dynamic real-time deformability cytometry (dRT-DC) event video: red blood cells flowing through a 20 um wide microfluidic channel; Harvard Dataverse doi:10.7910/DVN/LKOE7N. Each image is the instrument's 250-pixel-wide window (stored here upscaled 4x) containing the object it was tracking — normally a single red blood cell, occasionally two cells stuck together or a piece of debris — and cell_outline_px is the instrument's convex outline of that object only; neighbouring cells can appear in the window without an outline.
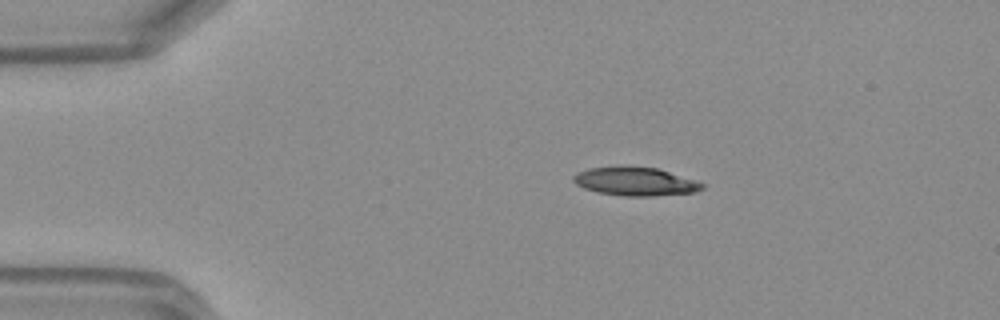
{"species": "Egyptian fruit bat (a non-hibernating species)", "species_latin": "Rousettus aegyptiacus", "temperature_condition": "warm", "stored_images_in_passage": 40, "camera_frame_rate_fps": 3000, "um_per_image_px": 0.085, "frame": {"image": 1, "passage_image": 1, "time_ms": 0.0, "image_size_px": [1000, 320], "cell_outline_px": [[704, 188], [696, 192], [656, 196], [624, 196], [596, 192], [584, 188], [576, 184], [572, 180], [572, 176], [576, 172], [588, 168], [656, 168], [696, 180], [704, 184]], "centroid_in_image_um": [54.0, 15.46], "position_along_channel_um": 31.0, "area_um2": 20.98}}
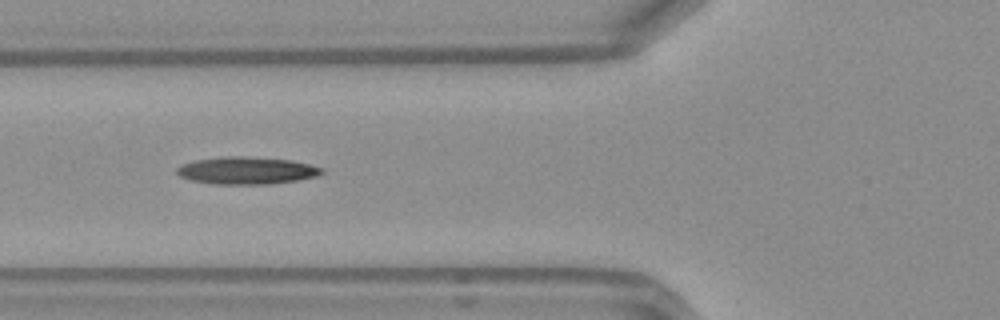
{"frame": {"image": 2, "passage_image": 10, "time_ms": 3.0, "image_size_px": [1000, 320], "cell_outline_px": [[324, 172], [316, 176], [296, 180], [268, 184], [212, 184], [192, 180], [180, 176], [176, 172], [176, 168], [180, 164], [196, 160], [220, 156], [248, 156], [292, 160], [324, 168]], "centroid_in_image_um": [20.94, 14.48], "position_along_channel_um": 104.9, "area_um2": 23.18}}
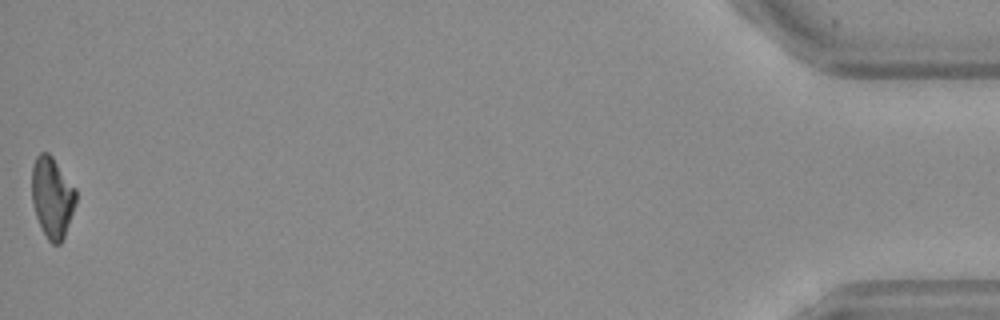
{"frame": {"image": 3, "passage_image": 40, "time_ms": 13.0, "image_size_px": [1000, 320], "cell_outline_px": [[76, 204], [64, 236], [60, 244], [52, 244], [48, 240], [36, 216], [32, 204], [32, 168], [36, 156], [40, 152], [48, 152], [52, 156], [76, 188]], "centroid_in_image_um": [4.44, 16.75], "position_along_channel_um": 430.8, "area_um2": 20.75}}